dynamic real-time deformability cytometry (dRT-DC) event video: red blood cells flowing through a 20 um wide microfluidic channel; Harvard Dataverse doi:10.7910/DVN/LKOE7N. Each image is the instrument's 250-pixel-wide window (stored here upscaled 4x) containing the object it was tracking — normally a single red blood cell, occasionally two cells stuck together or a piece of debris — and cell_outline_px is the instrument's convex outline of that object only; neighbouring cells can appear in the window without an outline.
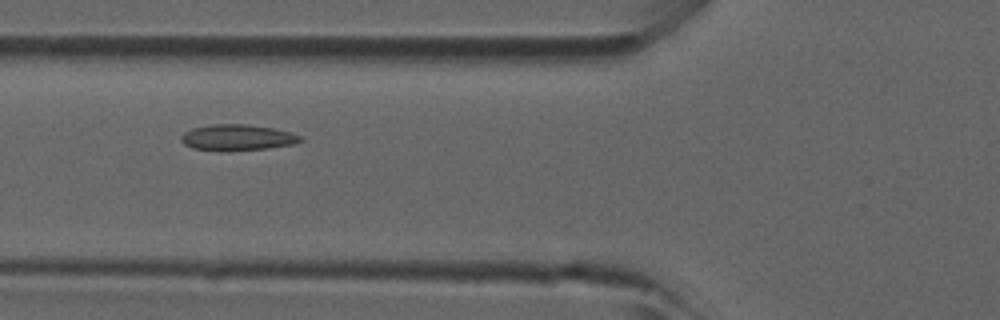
{"species": "common noctule bat (a hibernating species)", "species_latin": "Nyctalus noctula", "temperature_condition": "room temperature", "stored_images_in_passage": 5, "camera_frame_rate_fps": 3000, "um_per_image_px": 0.085, "animal": {"sex": "male", "forearm_length_mm": 52.5}, "frame": {"image": 1, "passage_image": 5, "time_ms": 1.333, "image_size_px": [1000, 320], "cell_outline_px": [[304, 140], [292, 144], [268, 148], [224, 152], [192, 148], [184, 144], [180, 140], [180, 136], [184, 132], [192, 128], [212, 124], [248, 124], [272, 128], [292, 132], [300, 136]], "centroid_in_image_um": [20.14, 11.7], "position_along_channel_um": 105.7, "area_um2": 18.32}}